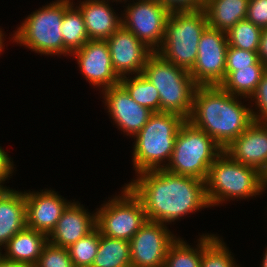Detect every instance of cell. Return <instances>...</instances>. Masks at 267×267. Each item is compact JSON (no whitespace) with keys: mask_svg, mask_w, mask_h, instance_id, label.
Segmentation results:
<instances>
[{"mask_svg":"<svg viewBox=\"0 0 267 267\" xmlns=\"http://www.w3.org/2000/svg\"><path fill=\"white\" fill-rule=\"evenodd\" d=\"M170 12L194 11L203 7L196 0H158Z\"/></svg>","mask_w":267,"mask_h":267,"instance_id":"e575fe53","label":"cell"},{"mask_svg":"<svg viewBox=\"0 0 267 267\" xmlns=\"http://www.w3.org/2000/svg\"><path fill=\"white\" fill-rule=\"evenodd\" d=\"M92 267H132L129 241L100 233V242Z\"/></svg>","mask_w":267,"mask_h":267,"instance_id":"cb8c5ba5","label":"cell"},{"mask_svg":"<svg viewBox=\"0 0 267 267\" xmlns=\"http://www.w3.org/2000/svg\"><path fill=\"white\" fill-rule=\"evenodd\" d=\"M35 267H74L67 248L49 242L44 246Z\"/></svg>","mask_w":267,"mask_h":267,"instance_id":"4dcf8cb0","label":"cell"},{"mask_svg":"<svg viewBox=\"0 0 267 267\" xmlns=\"http://www.w3.org/2000/svg\"><path fill=\"white\" fill-rule=\"evenodd\" d=\"M266 70L267 67L258 60L254 65L225 71V79L219 86L232 95L245 97V102L249 101Z\"/></svg>","mask_w":267,"mask_h":267,"instance_id":"603a6c76","label":"cell"},{"mask_svg":"<svg viewBox=\"0 0 267 267\" xmlns=\"http://www.w3.org/2000/svg\"><path fill=\"white\" fill-rule=\"evenodd\" d=\"M111 2L121 3L116 0H80L76 3L83 15L89 40H106L122 25V17L115 13Z\"/></svg>","mask_w":267,"mask_h":267,"instance_id":"d6986e66","label":"cell"},{"mask_svg":"<svg viewBox=\"0 0 267 267\" xmlns=\"http://www.w3.org/2000/svg\"><path fill=\"white\" fill-rule=\"evenodd\" d=\"M220 86H198L188 121L203 130L224 150L253 122L250 104Z\"/></svg>","mask_w":267,"mask_h":267,"instance_id":"7a4b0ae2","label":"cell"},{"mask_svg":"<svg viewBox=\"0 0 267 267\" xmlns=\"http://www.w3.org/2000/svg\"><path fill=\"white\" fill-rule=\"evenodd\" d=\"M79 201L73 200L64 210L48 242L68 248L96 228V212H89Z\"/></svg>","mask_w":267,"mask_h":267,"instance_id":"ac0fdd59","label":"cell"},{"mask_svg":"<svg viewBox=\"0 0 267 267\" xmlns=\"http://www.w3.org/2000/svg\"><path fill=\"white\" fill-rule=\"evenodd\" d=\"M135 176L125 185L141 201L148 221L169 225L210 208L203 180L166 169L143 171Z\"/></svg>","mask_w":267,"mask_h":267,"instance_id":"6da1fadb","label":"cell"},{"mask_svg":"<svg viewBox=\"0 0 267 267\" xmlns=\"http://www.w3.org/2000/svg\"><path fill=\"white\" fill-rule=\"evenodd\" d=\"M257 52H251L228 45L225 71H236L238 68L254 65L258 61Z\"/></svg>","mask_w":267,"mask_h":267,"instance_id":"d6a6232c","label":"cell"},{"mask_svg":"<svg viewBox=\"0 0 267 267\" xmlns=\"http://www.w3.org/2000/svg\"><path fill=\"white\" fill-rule=\"evenodd\" d=\"M4 34H6V33H4L2 28H0V55L4 51L3 50L4 49V44L3 43H4V40H5L4 37H6Z\"/></svg>","mask_w":267,"mask_h":267,"instance_id":"f35d334b","label":"cell"},{"mask_svg":"<svg viewBox=\"0 0 267 267\" xmlns=\"http://www.w3.org/2000/svg\"><path fill=\"white\" fill-rule=\"evenodd\" d=\"M185 121L178 114L153 112L147 124L133 138L132 164L135 174L166 168L178 130Z\"/></svg>","mask_w":267,"mask_h":267,"instance_id":"277c9868","label":"cell"},{"mask_svg":"<svg viewBox=\"0 0 267 267\" xmlns=\"http://www.w3.org/2000/svg\"><path fill=\"white\" fill-rule=\"evenodd\" d=\"M100 242V232L95 228L67 249L74 267H92Z\"/></svg>","mask_w":267,"mask_h":267,"instance_id":"f546056e","label":"cell"},{"mask_svg":"<svg viewBox=\"0 0 267 267\" xmlns=\"http://www.w3.org/2000/svg\"><path fill=\"white\" fill-rule=\"evenodd\" d=\"M177 238L166 224L147 220L129 241L132 267H163L167 251Z\"/></svg>","mask_w":267,"mask_h":267,"instance_id":"7c38bea8","label":"cell"},{"mask_svg":"<svg viewBox=\"0 0 267 267\" xmlns=\"http://www.w3.org/2000/svg\"><path fill=\"white\" fill-rule=\"evenodd\" d=\"M120 191L95 209L96 228L104 236L130 241L147 217L141 201L125 184Z\"/></svg>","mask_w":267,"mask_h":267,"instance_id":"9c48e42d","label":"cell"},{"mask_svg":"<svg viewBox=\"0 0 267 267\" xmlns=\"http://www.w3.org/2000/svg\"><path fill=\"white\" fill-rule=\"evenodd\" d=\"M223 238L217 234H203L201 267H241L235 261Z\"/></svg>","mask_w":267,"mask_h":267,"instance_id":"83f0119b","label":"cell"},{"mask_svg":"<svg viewBox=\"0 0 267 267\" xmlns=\"http://www.w3.org/2000/svg\"><path fill=\"white\" fill-rule=\"evenodd\" d=\"M258 59L267 67V29H263L258 48Z\"/></svg>","mask_w":267,"mask_h":267,"instance_id":"8d00e7d4","label":"cell"},{"mask_svg":"<svg viewBox=\"0 0 267 267\" xmlns=\"http://www.w3.org/2000/svg\"><path fill=\"white\" fill-rule=\"evenodd\" d=\"M142 74L156 87L161 112L174 113L188 120L198 85L188 70L165 60L157 52L147 59Z\"/></svg>","mask_w":267,"mask_h":267,"instance_id":"5b68a950","label":"cell"},{"mask_svg":"<svg viewBox=\"0 0 267 267\" xmlns=\"http://www.w3.org/2000/svg\"><path fill=\"white\" fill-rule=\"evenodd\" d=\"M11 159L8 152H5L4 148L2 149L0 146V185L3 187H7L3 184H5V181L10 180L9 178H12L11 176L14 173V169H16Z\"/></svg>","mask_w":267,"mask_h":267,"instance_id":"d590c367","label":"cell"},{"mask_svg":"<svg viewBox=\"0 0 267 267\" xmlns=\"http://www.w3.org/2000/svg\"><path fill=\"white\" fill-rule=\"evenodd\" d=\"M263 185L264 175L258 169L233 160L224 151L210 166L205 180L211 208L231 200L261 196L264 194Z\"/></svg>","mask_w":267,"mask_h":267,"instance_id":"3957f363","label":"cell"},{"mask_svg":"<svg viewBox=\"0 0 267 267\" xmlns=\"http://www.w3.org/2000/svg\"><path fill=\"white\" fill-rule=\"evenodd\" d=\"M26 202L23 191L10 187L0 190V246L27 227Z\"/></svg>","mask_w":267,"mask_h":267,"instance_id":"ffe728a7","label":"cell"},{"mask_svg":"<svg viewBox=\"0 0 267 267\" xmlns=\"http://www.w3.org/2000/svg\"><path fill=\"white\" fill-rule=\"evenodd\" d=\"M129 0L123 1L124 11H121L122 26L131 31L141 42L153 52L161 47L166 22L170 11L158 0ZM128 5V6H127ZM125 12V13H124Z\"/></svg>","mask_w":267,"mask_h":267,"instance_id":"30bf717a","label":"cell"},{"mask_svg":"<svg viewBox=\"0 0 267 267\" xmlns=\"http://www.w3.org/2000/svg\"><path fill=\"white\" fill-rule=\"evenodd\" d=\"M267 189V184L263 185V192H265V190Z\"/></svg>","mask_w":267,"mask_h":267,"instance_id":"ee69618b","label":"cell"},{"mask_svg":"<svg viewBox=\"0 0 267 267\" xmlns=\"http://www.w3.org/2000/svg\"><path fill=\"white\" fill-rule=\"evenodd\" d=\"M208 27L204 9L170 12L164 40L157 53L174 65L190 71L197 60L200 37Z\"/></svg>","mask_w":267,"mask_h":267,"instance_id":"52a82bcc","label":"cell"},{"mask_svg":"<svg viewBox=\"0 0 267 267\" xmlns=\"http://www.w3.org/2000/svg\"><path fill=\"white\" fill-rule=\"evenodd\" d=\"M249 103H251L250 106L253 107L251 108L253 121L267 123V70L262 75L255 92L249 98L248 104Z\"/></svg>","mask_w":267,"mask_h":267,"instance_id":"1f68e13d","label":"cell"},{"mask_svg":"<svg viewBox=\"0 0 267 267\" xmlns=\"http://www.w3.org/2000/svg\"><path fill=\"white\" fill-rule=\"evenodd\" d=\"M103 97L102 102L105 104V109L113 120L118 130H121L124 135L131 138L147 124L153 112L138 104L131 98L127 90L121 85L112 86L101 90Z\"/></svg>","mask_w":267,"mask_h":267,"instance_id":"5bb4252c","label":"cell"},{"mask_svg":"<svg viewBox=\"0 0 267 267\" xmlns=\"http://www.w3.org/2000/svg\"><path fill=\"white\" fill-rule=\"evenodd\" d=\"M47 243L46 234L26 227L15 234L2 248L5 251L3 257L35 267Z\"/></svg>","mask_w":267,"mask_h":267,"instance_id":"44dd1931","label":"cell"},{"mask_svg":"<svg viewBox=\"0 0 267 267\" xmlns=\"http://www.w3.org/2000/svg\"><path fill=\"white\" fill-rule=\"evenodd\" d=\"M2 247L0 246V260L3 258V252H2V250L3 249H1Z\"/></svg>","mask_w":267,"mask_h":267,"instance_id":"7bdbcfd3","label":"cell"},{"mask_svg":"<svg viewBox=\"0 0 267 267\" xmlns=\"http://www.w3.org/2000/svg\"><path fill=\"white\" fill-rule=\"evenodd\" d=\"M0 267H32L26 263L7 260L4 257L0 260Z\"/></svg>","mask_w":267,"mask_h":267,"instance_id":"74e56055","label":"cell"},{"mask_svg":"<svg viewBox=\"0 0 267 267\" xmlns=\"http://www.w3.org/2000/svg\"><path fill=\"white\" fill-rule=\"evenodd\" d=\"M223 151L233 160L264 174L267 171V123L253 121Z\"/></svg>","mask_w":267,"mask_h":267,"instance_id":"e0dca14e","label":"cell"},{"mask_svg":"<svg viewBox=\"0 0 267 267\" xmlns=\"http://www.w3.org/2000/svg\"><path fill=\"white\" fill-rule=\"evenodd\" d=\"M202 7L206 4L207 0H196Z\"/></svg>","mask_w":267,"mask_h":267,"instance_id":"60d3db41","label":"cell"},{"mask_svg":"<svg viewBox=\"0 0 267 267\" xmlns=\"http://www.w3.org/2000/svg\"><path fill=\"white\" fill-rule=\"evenodd\" d=\"M262 262H261V267H267V247L265 248V253L262 255Z\"/></svg>","mask_w":267,"mask_h":267,"instance_id":"ab89813d","label":"cell"},{"mask_svg":"<svg viewBox=\"0 0 267 267\" xmlns=\"http://www.w3.org/2000/svg\"><path fill=\"white\" fill-rule=\"evenodd\" d=\"M111 62L120 77L142 74L153 51L122 25L108 38Z\"/></svg>","mask_w":267,"mask_h":267,"instance_id":"9a60e30c","label":"cell"},{"mask_svg":"<svg viewBox=\"0 0 267 267\" xmlns=\"http://www.w3.org/2000/svg\"><path fill=\"white\" fill-rule=\"evenodd\" d=\"M246 20L267 29V0H249Z\"/></svg>","mask_w":267,"mask_h":267,"instance_id":"836d02e7","label":"cell"},{"mask_svg":"<svg viewBox=\"0 0 267 267\" xmlns=\"http://www.w3.org/2000/svg\"><path fill=\"white\" fill-rule=\"evenodd\" d=\"M70 56L76 59L85 80L100 91L120 84V77L113 69L106 40H88Z\"/></svg>","mask_w":267,"mask_h":267,"instance_id":"4fadbf2b","label":"cell"},{"mask_svg":"<svg viewBox=\"0 0 267 267\" xmlns=\"http://www.w3.org/2000/svg\"><path fill=\"white\" fill-rule=\"evenodd\" d=\"M120 84L138 104L152 112H161L158 90L143 74L122 77Z\"/></svg>","mask_w":267,"mask_h":267,"instance_id":"484cf974","label":"cell"},{"mask_svg":"<svg viewBox=\"0 0 267 267\" xmlns=\"http://www.w3.org/2000/svg\"><path fill=\"white\" fill-rule=\"evenodd\" d=\"M263 175H264V184H267V171Z\"/></svg>","mask_w":267,"mask_h":267,"instance_id":"b9f144b4","label":"cell"},{"mask_svg":"<svg viewBox=\"0 0 267 267\" xmlns=\"http://www.w3.org/2000/svg\"><path fill=\"white\" fill-rule=\"evenodd\" d=\"M73 0H55L31 12L16 28L10 41L40 55H63L61 25Z\"/></svg>","mask_w":267,"mask_h":267,"instance_id":"8992f818","label":"cell"},{"mask_svg":"<svg viewBox=\"0 0 267 267\" xmlns=\"http://www.w3.org/2000/svg\"><path fill=\"white\" fill-rule=\"evenodd\" d=\"M249 0H207L203 9L208 27L227 33L236 23L245 20Z\"/></svg>","mask_w":267,"mask_h":267,"instance_id":"7402d4cb","label":"cell"},{"mask_svg":"<svg viewBox=\"0 0 267 267\" xmlns=\"http://www.w3.org/2000/svg\"><path fill=\"white\" fill-rule=\"evenodd\" d=\"M75 5L74 2L65 11L61 25L65 57L80 49L89 40L83 15Z\"/></svg>","mask_w":267,"mask_h":267,"instance_id":"d4e9b609","label":"cell"},{"mask_svg":"<svg viewBox=\"0 0 267 267\" xmlns=\"http://www.w3.org/2000/svg\"><path fill=\"white\" fill-rule=\"evenodd\" d=\"M262 29L248 20L236 23L227 33V42L231 47L258 52Z\"/></svg>","mask_w":267,"mask_h":267,"instance_id":"f1b7e54d","label":"cell"},{"mask_svg":"<svg viewBox=\"0 0 267 267\" xmlns=\"http://www.w3.org/2000/svg\"><path fill=\"white\" fill-rule=\"evenodd\" d=\"M227 49L226 33L207 27L199 40L197 60L189 71L198 86H219L224 81Z\"/></svg>","mask_w":267,"mask_h":267,"instance_id":"8fae6325","label":"cell"},{"mask_svg":"<svg viewBox=\"0 0 267 267\" xmlns=\"http://www.w3.org/2000/svg\"><path fill=\"white\" fill-rule=\"evenodd\" d=\"M222 152L213 138L186 120L178 130L172 157L165 169L205 181L210 166Z\"/></svg>","mask_w":267,"mask_h":267,"instance_id":"ba28073f","label":"cell"},{"mask_svg":"<svg viewBox=\"0 0 267 267\" xmlns=\"http://www.w3.org/2000/svg\"><path fill=\"white\" fill-rule=\"evenodd\" d=\"M194 248L183 237L178 238L170 245L163 267H201L203 252V234L197 239Z\"/></svg>","mask_w":267,"mask_h":267,"instance_id":"4316f807","label":"cell"},{"mask_svg":"<svg viewBox=\"0 0 267 267\" xmlns=\"http://www.w3.org/2000/svg\"><path fill=\"white\" fill-rule=\"evenodd\" d=\"M29 191V192H28ZM25 191L27 228L47 236L55 229L66 207L72 202L50 189Z\"/></svg>","mask_w":267,"mask_h":267,"instance_id":"2e32d148","label":"cell"}]
</instances>
